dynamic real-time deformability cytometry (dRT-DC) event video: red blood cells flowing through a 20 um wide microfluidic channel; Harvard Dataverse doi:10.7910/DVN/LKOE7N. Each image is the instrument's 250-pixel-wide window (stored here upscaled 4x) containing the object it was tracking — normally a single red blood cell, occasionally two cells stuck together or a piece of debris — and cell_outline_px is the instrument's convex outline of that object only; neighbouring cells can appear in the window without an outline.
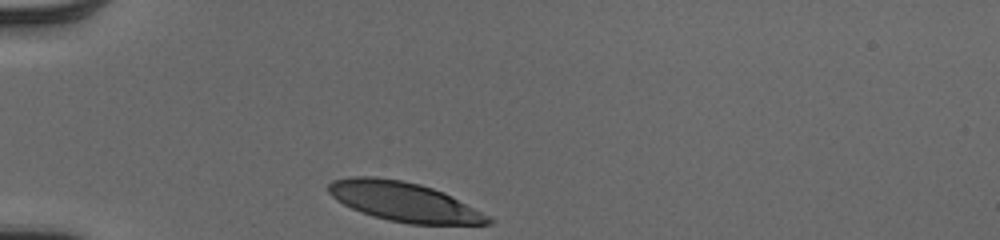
{"species": "human", "species_latin": "Homo sapiens", "temperature_condition": "cold", "stored_images_in_passage": 29, "camera_frame_rate_fps": 3000, "um_per_image_px": 0.085, "donor": {"sex": "male"}, "frame": {"image": 1, "passage_image": 1, "time_ms": 0.0, "image_size_px": [1000, 240], "cell_outline_px": [[496, 220], [492, 224], [408, 224], [388, 220], [372, 216], [360, 212], [336, 200], [328, 192], [328, 184], [332, 180], [352, 176], [372, 176], [400, 180], [420, 184], [444, 192], [492, 216]], "centroid_in_image_um": [34.38, 17.15], "position_along_channel_um": 50.6, "area_um2": 36.88}}
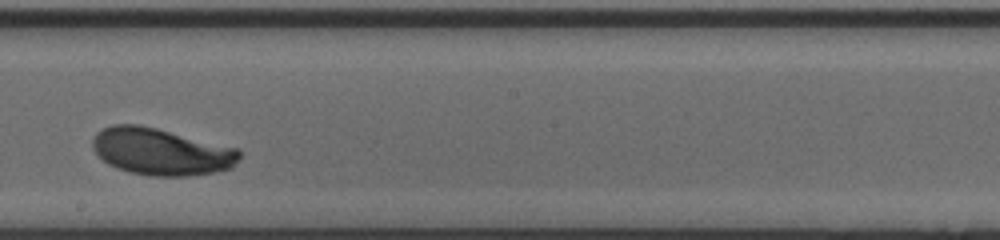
{"frame": {"image": 2, "passage_image": 17, "time_ms": 5.333, "image_size_px": [1000, 240], "cell_outline_px": [[240, 156], [236, 164], [232, 168], [216, 172], [188, 176], [152, 176], [128, 172], [116, 168], [108, 164], [92, 148], [92, 140], [96, 132], [112, 124], [140, 124], [240, 148]], "centroid_in_image_um": [13.72, 12.89], "position_along_channel_um": 234.5, "area_um2": 40.52}}
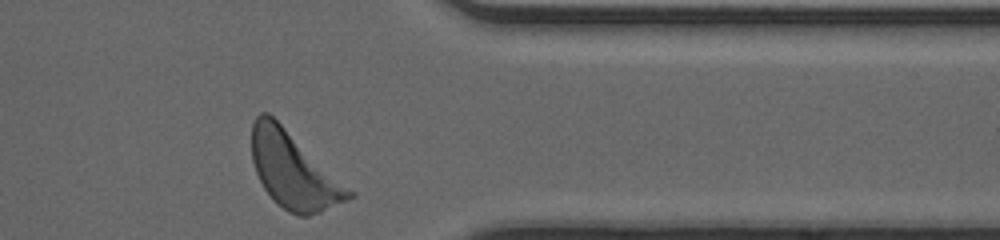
{"frame": {"image": 3, "passage_image": 29, "time_ms": 9.333, "image_size_px": [1000, 240], "cell_outline_px": [[356, 196], [348, 200], [320, 212], [308, 216], [300, 216], [288, 212], [264, 188], [256, 172], [252, 160], [252, 124], [256, 116], [260, 112], [268, 112], [356, 192]], "centroid_in_image_um": [24.99, 14.49], "position_along_channel_um": 386.4, "area_um2": 42.71}, "authors_computed_cell_mechanics": {"area_um2": 39.4774, "velocity_mm_per_s": 3.9736, "shape_relaxation_time_tau1_ms": 2.7908, "shape_relaxation_time_tau2_ms": null, "deformation_change_tau1": 0.1665, "deformation_change_tau2": null}}